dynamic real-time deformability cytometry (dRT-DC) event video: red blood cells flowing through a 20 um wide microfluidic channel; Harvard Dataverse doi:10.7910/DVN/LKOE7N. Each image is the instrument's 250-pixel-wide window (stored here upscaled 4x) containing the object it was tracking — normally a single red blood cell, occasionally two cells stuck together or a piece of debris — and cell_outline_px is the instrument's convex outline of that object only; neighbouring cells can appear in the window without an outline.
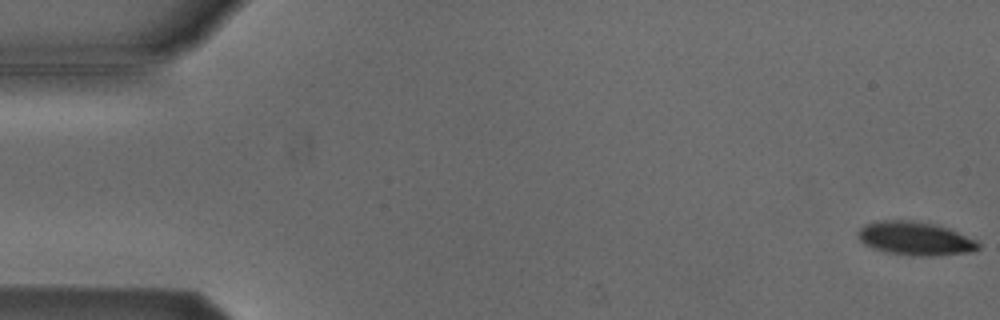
{"species": "Egyptian fruit bat (a non-hibernating species)", "species_latin": "Rousettus aegyptiacus", "temperature_condition": "cold", "stored_images_in_passage": 45, "camera_frame_rate_fps": 3000, "um_per_image_px": 0.085, "animal": {"sex": "male"}, "frame": {"image": 1, "passage_image": 1, "time_ms": 0.0, "image_size_px": [1000, 320], "cell_outline_px": [[980, 248], [972, 252], [932, 256], [908, 256], [884, 252], [872, 248], [864, 244], [860, 240], [856, 232], [864, 224], [876, 220], [912, 220], [936, 224], [948, 228], [976, 240], [980, 244]], "centroid_in_image_um": [77.76, 20.27], "position_along_channel_um": 7.2, "area_um2": 23.93}}
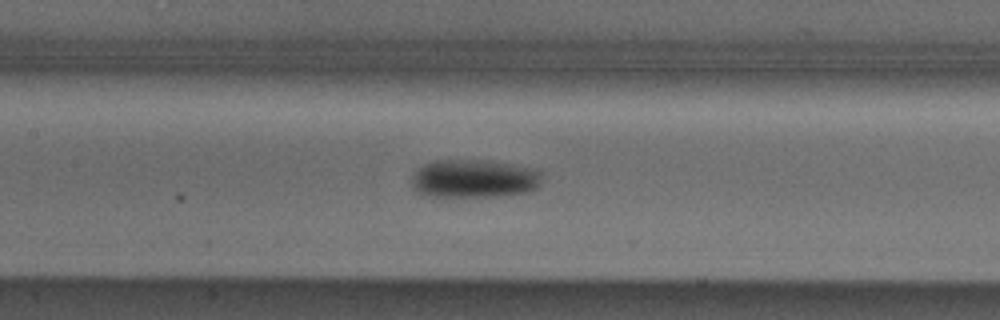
{"frame": {"image": 2, "passage_image": 25, "time_ms": 8.0, "image_size_px": [1000, 320], "cell_outline_px": [[540, 184], [536, 188], [528, 192], [496, 196], [428, 196], [412, 188], [412, 176], [416, 168], [432, 160], [480, 160], [508, 164], [528, 168], [540, 172]], "centroid_in_image_um": [40.22, 15.18], "position_along_channel_um": 167.2, "area_um2": 28.78}}
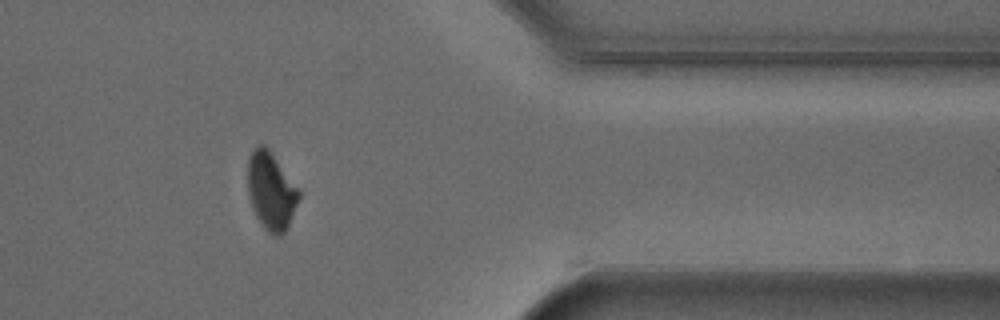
{"frame": {"image": 3, "passage_image": 44, "time_ms": 14.333, "image_size_px": [1000, 320], "cell_outline_px": [[300, 196], [288, 224], [284, 232], [280, 236], [276, 236], [268, 232], [264, 228], [256, 216], [248, 192], [248, 160], [252, 152], [260, 144], [264, 144], [268, 148], [300, 192]], "centroid_in_image_um": [23.03, 16.24], "position_along_channel_um": 388.4, "area_um2": 22.43}, "authors_computed_cell_mechanics": {"area_um2": 25.432, "velocity_mm_per_s": 3.8286, "shape_relaxation_time_tau1_ms": 2.9269, "shape_relaxation_time_tau2_ms": null, "deformation_change_tau1": 0.0986, "deformation_change_tau2": null}}